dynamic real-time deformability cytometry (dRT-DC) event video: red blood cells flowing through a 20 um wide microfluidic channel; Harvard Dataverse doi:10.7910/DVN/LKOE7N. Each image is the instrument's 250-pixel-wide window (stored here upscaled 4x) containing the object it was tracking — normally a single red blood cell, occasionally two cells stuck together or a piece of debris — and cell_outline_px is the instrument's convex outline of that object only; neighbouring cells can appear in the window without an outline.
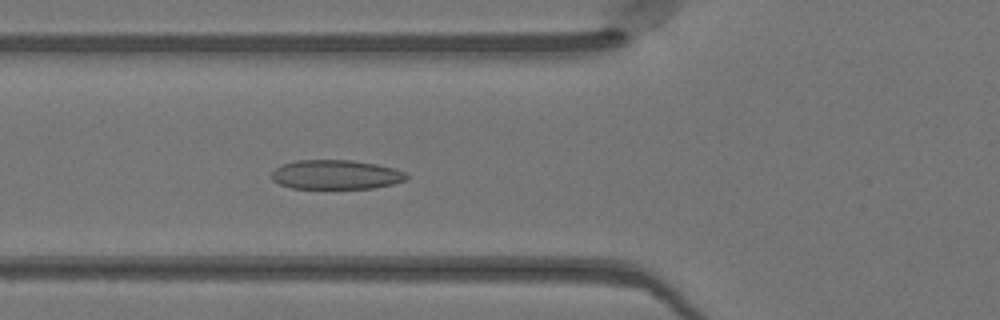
{"species": "Egyptian fruit bat (a non-hibernating species)", "species_latin": "Rousettus aegyptiacus", "temperature_condition": "warm", "stored_images_in_passage": 50, "camera_frame_rate_fps": 3000, "um_per_image_px": 0.085, "animal": {"sex": "female"}, "frame": {"image": 1, "passage_image": 19, "time_ms": 6.0, "image_size_px": [1000, 320], "cell_outline_px": [[408, 180], [392, 184], [372, 188], [292, 188], [280, 184], [272, 180], [272, 172], [280, 164], [296, 160], [352, 160], [376, 164], [392, 168], [404, 172], [408, 176]], "centroid_in_image_um": [28.53, 14.84], "position_along_channel_um": 97.3, "area_um2": 23.0}}
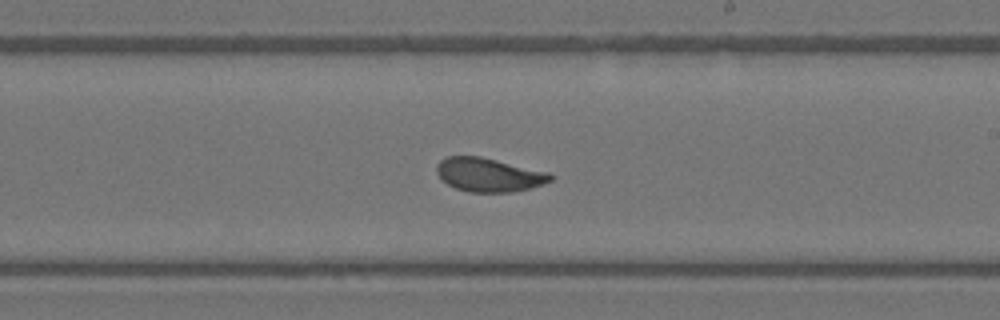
{"frame": {"image": 2, "passage_image": 30, "time_ms": 9.667, "image_size_px": [1000, 320], "cell_outline_px": [[552, 180], [528, 188], [512, 192], [468, 192], [456, 188], [440, 180], [436, 172], [436, 164], [440, 160], [448, 156], [480, 156], [548, 172], [552, 176]], "centroid_in_image_um": [41.48, 14.85], "position_along_channel_um": 247.5, "area_um2": 22.25}}
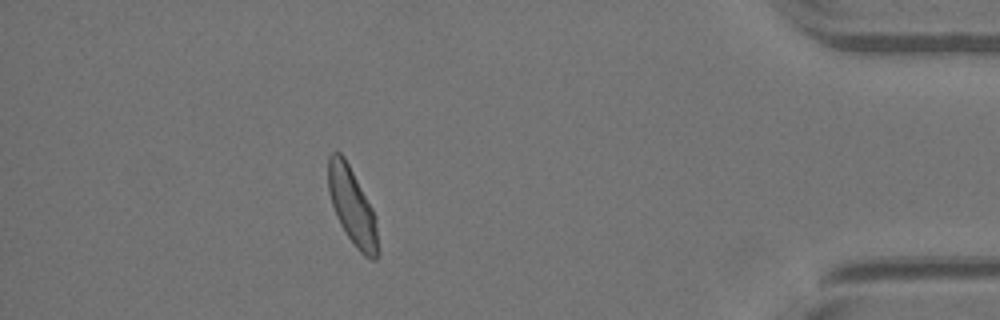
{"frame": {"image": 3, "passage_image": 45, "time_ms": 14.667, "image_size_px": [1000, 320], "cell_outline_px": [[380, 256], [376, 260], [372, 260], [364, 256], [356, 248], [340, 224], [336, 216], [328, 192], [328, 156], [332, 152], [340, 152], [344, 156], [372, 208], [376, 216], [380, 252]], "centroid_in_image_um": [29.97, 17.6], "position_along_channel_um": 405.2, "area_um2": 22.48}, "authors_computed_cell_mechanics": {"area_um2": 22.831, "velocity_mm_per_s": 4.0828, "shape_relaxation_time_tau1_ms": 3.4764, "shape_relaxation_time_tau2_ms": 0.9817, "deformation_change_tau1": 0.1243, "deformation_change_tau2": 0.063}}